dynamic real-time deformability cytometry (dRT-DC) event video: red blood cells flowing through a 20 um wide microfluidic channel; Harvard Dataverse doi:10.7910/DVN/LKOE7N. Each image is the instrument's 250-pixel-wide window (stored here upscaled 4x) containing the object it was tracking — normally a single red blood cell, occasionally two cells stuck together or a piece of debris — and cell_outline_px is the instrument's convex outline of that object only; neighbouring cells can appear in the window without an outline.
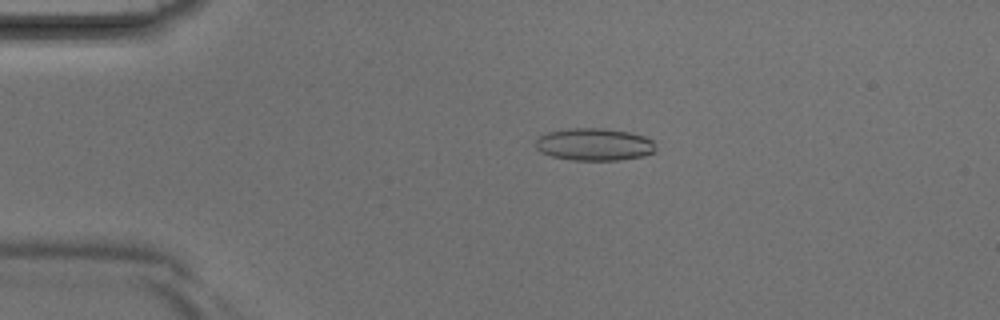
{"species": "Egyptian fruit bat (a non-hibernating species)", "species_latin": "Rousettus aegyptiacus", "temperature_condition": "room temperature", "stored_images_in_passage": 42, "camera_frame_rate_fps": 3000, "um_per_image_px": 0.085, "animal": {"sex": "male"}, "frame": {"image": 1, "passage_image": 9, "time_ms": 2.667, "image_size_px": [1000, 320], "cell_outline_px": [[656, 152], [644, 156], [620, 160], [572, 160], [552, 156], [540, 152], [536, 148], [536, 140], [544, 132], [568, 128], [604, 128], [628, 132], [644, 136], [652, 140], [656, 148]], "centroid_in_image_um": [50.51, 12.27], "position_along_channel_um": 34.5, "area_um2": 22.89}}
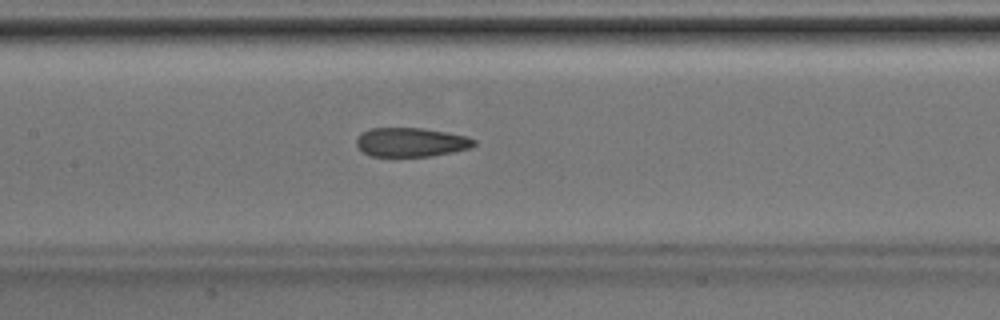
{"frame": {"image": 2, "passage_image": 20, "time_ms": 6.333, "image_size_px": [1000, 320], "cell_outline_px": [[476, 144], [472, 148], [432, 156], [372, 156], [364, 152], [356, 144], [356, 140], [360, 132], [372, 128], [420, 128], [468, 136], [476, 140]], "centroid_in_image_um": [34.96, 12.09], "position_along_channel_um": 172.4, "area_um2": 19.88}}
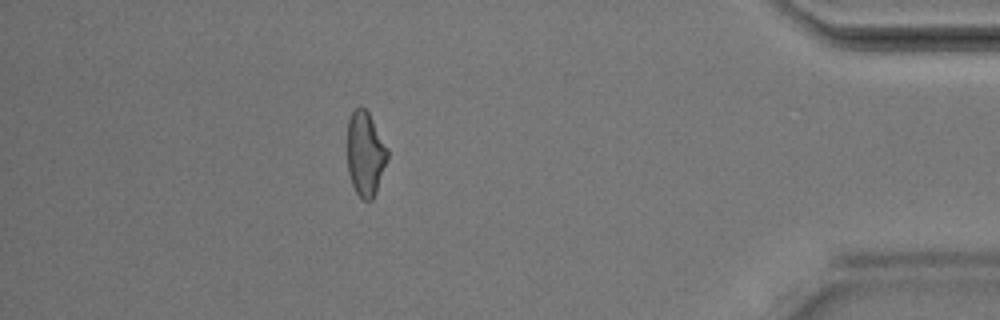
{"frame": {"image": 3, "passage_image": 37, "time_ms": 12.0, "image_size_px": [1000, 320], "cell_outline_px": [[388, 156], [376, 192], [372, 200], [364, 200], [356, 192], [352, 184], [348, 172], [348, 120], [352, 112], [360, 104], [368, 112], [388, 148]], "centroid_in_image_um": [31.05, 13.06], "position_along_channel_um": 404.2, "area_um2": 19.59}}